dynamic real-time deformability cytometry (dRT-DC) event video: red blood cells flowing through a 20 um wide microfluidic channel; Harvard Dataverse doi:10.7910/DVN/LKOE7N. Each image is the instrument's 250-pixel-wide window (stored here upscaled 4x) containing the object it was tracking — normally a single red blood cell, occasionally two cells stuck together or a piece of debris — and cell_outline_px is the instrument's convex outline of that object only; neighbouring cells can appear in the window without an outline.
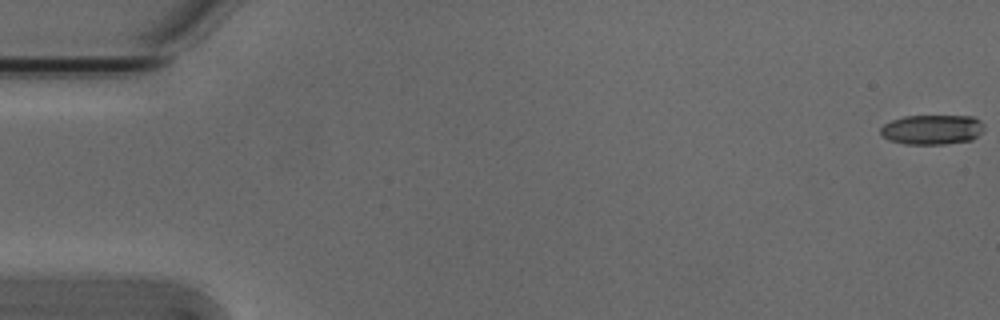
{"species": "Egyptian fruit bat (a non-hibernating species)", "species_latin": "Rousettus aegyptiacus", "temperature_condition": "cold", "stored_images_in_passage": 5, "camera_frame_rate_fps": 3000, "um_per_image_px": 0.085, "animal": {"sex": "male"}, "frame": {"image": 1, "passage_image": 1, "time_ms": 0.0, "image_size_px": [1000, 320], "cell_outline_px": [[984, 132], [972, 140], [944, 144], [904, 144], [888, 140], [880, 132], [880, 128], [884, 124], [892, 120], [904, 116], [972, 116], [980, 120], [984, 124]], "centroid_in_image_um": [79.26, 11.02], "position_along_channel_um": 5.7, "area_um2": 18.15}}
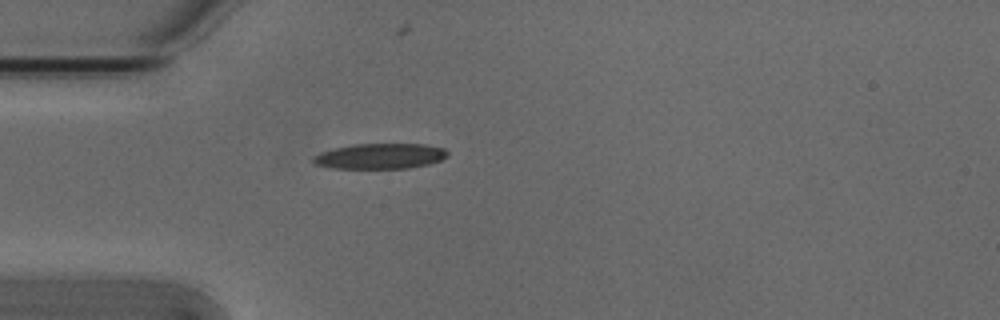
{"frame": {"image": 2, "passage_image": 5, "time_ms": 1.333, "image_size_px": [1000, 320], "cell_outline_px": [[448, 156], [440, 160], [428, 164], [408, 168], [332, 168], [316, 164], [312, 160], [320, 152], [352, 144], [424, 144], [444, 148], [448, 152]], "centroid_in_image_um": [32.34, 13.27], "position_along_channel_um": 52.7, "area_um2": 19.71}}